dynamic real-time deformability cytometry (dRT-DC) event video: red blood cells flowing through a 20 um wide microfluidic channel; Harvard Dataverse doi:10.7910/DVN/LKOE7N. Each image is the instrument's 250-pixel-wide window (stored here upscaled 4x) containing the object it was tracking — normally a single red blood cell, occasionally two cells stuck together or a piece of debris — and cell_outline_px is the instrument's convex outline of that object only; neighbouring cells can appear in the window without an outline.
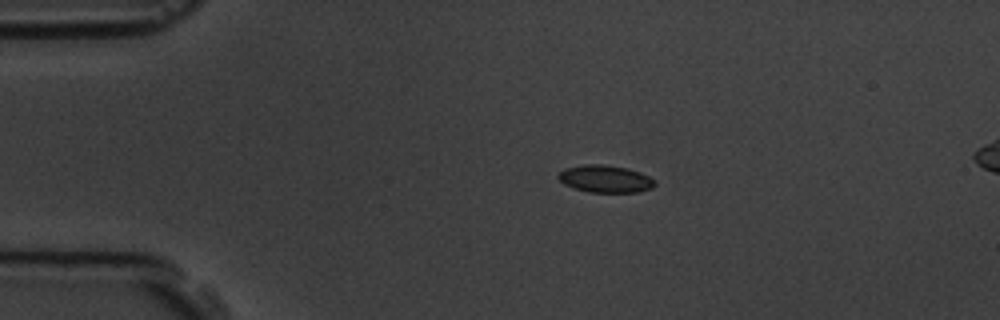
{"species": "common noctule bat (a hibernating species)", "species_latin": "Nyctalus noctula", "temperature_condition": "room temperature", "stored_images_in_passage": 6, "camera_frame_rate_fps": 3000, "um_per_image_px": 0.085, "animal": {"sex": "male", "body_mass_g": 19.5, "forearm_length_mm": 54.6}, "frame": {"image": 1, "passage_image": 4, "time_ms": 3.333, "image_size_px": [1000, 320], "cell_outline_px": [[656, 184], [652, 188], [636, 192], [588, 192], [572, 188], [564, 184], [556, 176], [564, 168], [584, 164], [604, 164], [628, 168], [640, 172], [656, 180]], "centroid_in_image_um": [51.44, 15.2], "position_along_channel_um": 33.6, "area_um2": 15.55}}